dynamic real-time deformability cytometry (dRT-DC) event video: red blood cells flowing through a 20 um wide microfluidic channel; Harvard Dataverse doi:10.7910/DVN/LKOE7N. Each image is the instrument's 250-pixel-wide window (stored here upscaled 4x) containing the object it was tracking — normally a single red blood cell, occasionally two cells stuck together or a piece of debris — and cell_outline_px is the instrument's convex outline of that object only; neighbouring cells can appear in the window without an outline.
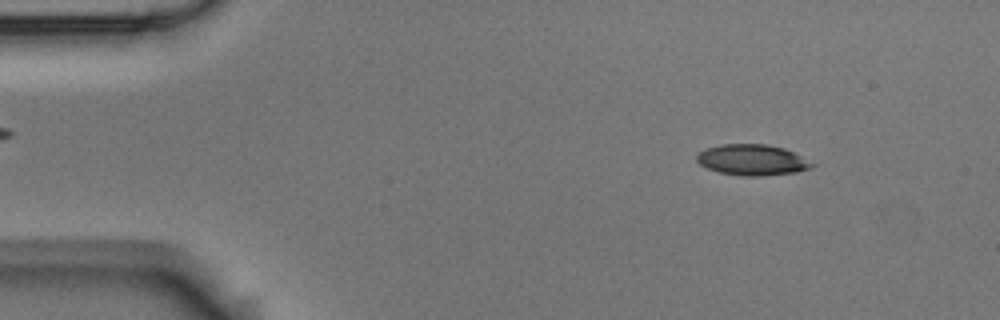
{"species": "Egyptian fruit bat (a non-hibernating species)", "species_latin": "Rousettus aegyptiacus", "temperature_condition": "room temperature", "stored_images_in_passage": 4, "camera_frame_rate_fps": 3000, "um_per_image_px": 0.085, "animal": {"sex": "male"}, "frame": {"image": 1, "passage_image": 1, "time_ms": 0.0, "image_size_px": [1000, 320], "cell_outline_px": [[816, 164], [812, 168], [796, 172], [760, 176], [740, 176], [720, 172], [708, 168], [700, 164], [696, 160], [696, 156], [704, 148], [720, 144], [768, 144], [784, 148]], "centroid_in_image_um": [63.93, 13.59], "position_along_channel_um": 21.1, "area_um2": 20.75}}
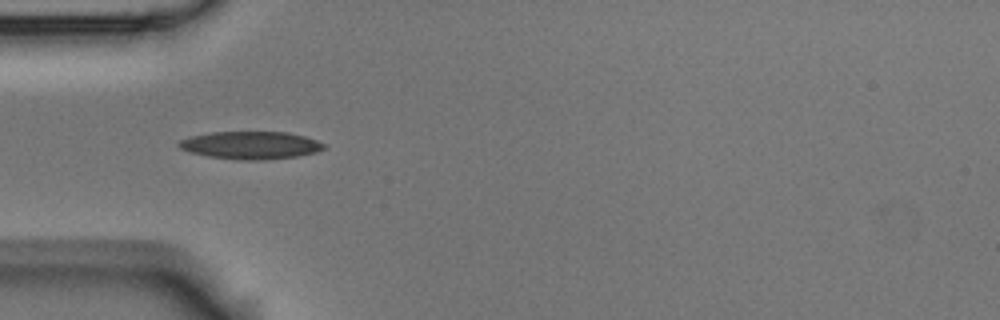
{"frame": {"image": 2, "passage_image": 3, "time_ms": 0.667, "image_size_px": [1000, 320], "cell_outline_px": [[328, 144], [324, 148], [316, 152], [296, 156], [264, 160], [240, 160], [208, 156], [188, 152], [180, 148], [176, 144], [180, 140], [192, 136], [212, 132], [288, 132], [304, 136]], "centroid_in_image_um": [21.31, 12.34], "position_along_channel_um": 63.7, "area_um2": 23.41}}
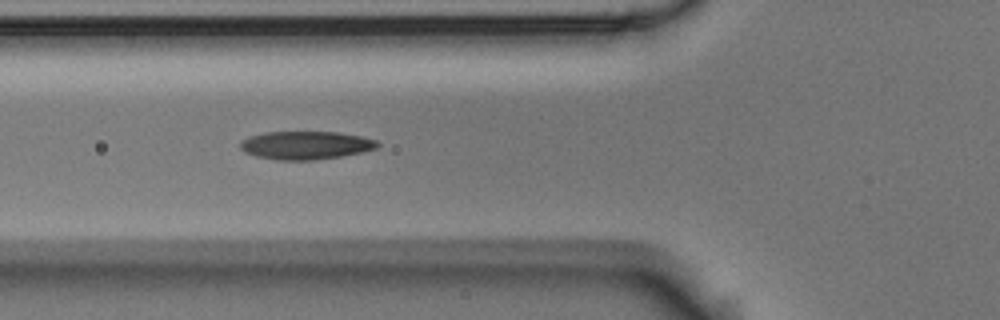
{"frame": {"image": 3, "passage_image": 4, "time_ms": 1.0, "image_size_px": [1000, 320], "cell_outline_px": [[380, 144], [376, 148], [360, 152], [340, 156], [312, 160], [280, 160], [256, 156], [244, 152], [240, 148], [240, 144], [248, 136], [268, 132], [340, 132], [360, 136], [376, 140]], "centroid_in_image_um": [25.98, 12.34], "position_along_channel_um": 99.8, "area_um2": 22.31}}